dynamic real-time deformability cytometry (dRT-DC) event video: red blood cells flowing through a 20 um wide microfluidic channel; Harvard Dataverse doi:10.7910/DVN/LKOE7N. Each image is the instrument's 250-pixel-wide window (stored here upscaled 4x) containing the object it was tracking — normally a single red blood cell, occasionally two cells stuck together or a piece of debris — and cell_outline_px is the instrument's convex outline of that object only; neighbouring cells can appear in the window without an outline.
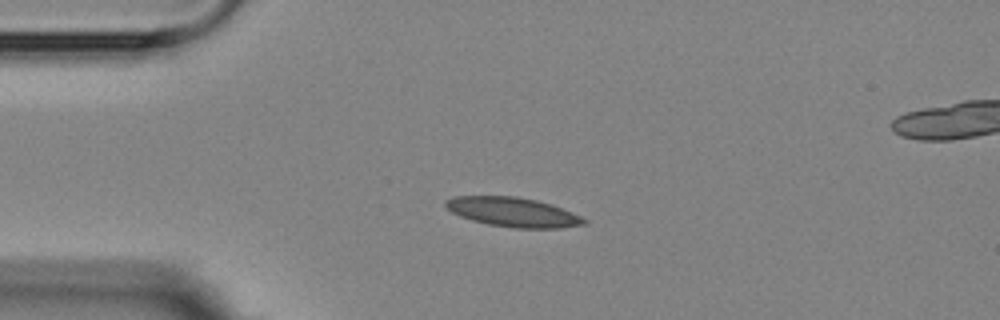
{"species": "Egyptian fruit bat (a non-hibernating species)", "species_latin": "Rousettus aegyptiacus", "temperature_condition": "room temperature", "stored_images_in_passage": 12, "segment_of_instrument_passage": [1, 2], "camera_frame_rate_fps": 3000, "um_per_image_px": 0.085, "animal": {"sex": "female"}, "frame": {"image": 1, "passage_image": 1, "time_ms": 0.0, "image_size_px": [1000, 320], "cell_outline_px": [[588, 224], [560, 228], [512, 228], [488, 224], [472, 220], [460, 216], [452, 212], [444, 204], [444, 200], [452, 196], [516, 196], [536, 200], [552, 204], [572, 212], [588, 220]], "centroid_in_image_um": [43.62, 18.03], "position_along_channel_um": 41.4, "area_um2": 23.87}}
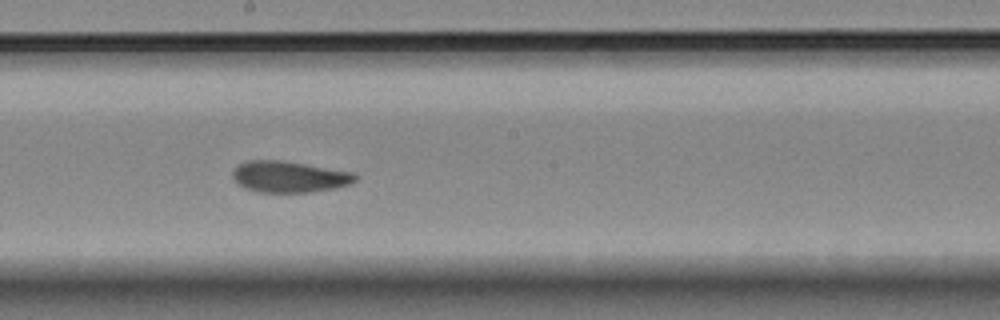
{"frame": {"image": 2, "passage_image": 6, "time_ms": 5.667, "image_size_px": [1000, 320], "cell_outline_px": [[356, 180], [352, 184], [336, 188], [312, 192], [256, 192], [244, 188], [232, 180], [232, 172], [240, 164], [248, 160], [280, 160], [352, 172], [356, 176]], "centroid_in_image_um": [24.56, 15.04], "position_along_channel_um": 223.6, "area_um2": 22.37}}
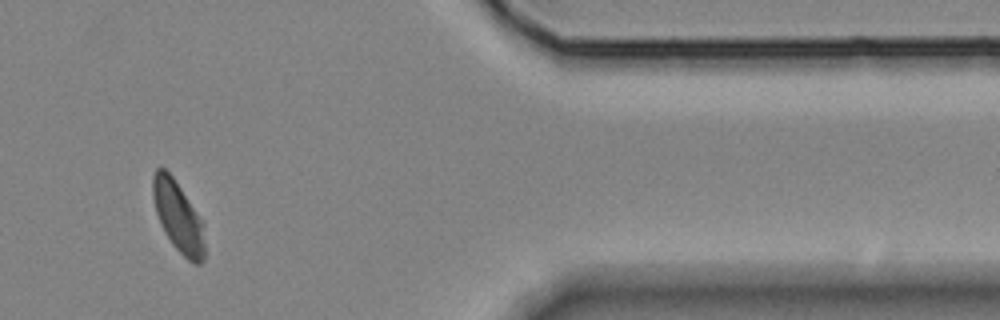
{"frame": {"image": 3, "passage_image": 10, "time_ms": 11.333, "image_size_px": [1000, 320], "cell_outline_px": [[204, 260], [200, 264], [192, 264], [172, 244], [164, 232], [160, 224], [156, 212], [152, 196], [152, 176], [156, 168], [164, 168], [172, 176], [180, 188], [200, 220], [204, 244]], "centroid_in_image_um": [15.09, 18.43], "position_along_channel_um": 396.3, "area_um2": 20.75}}